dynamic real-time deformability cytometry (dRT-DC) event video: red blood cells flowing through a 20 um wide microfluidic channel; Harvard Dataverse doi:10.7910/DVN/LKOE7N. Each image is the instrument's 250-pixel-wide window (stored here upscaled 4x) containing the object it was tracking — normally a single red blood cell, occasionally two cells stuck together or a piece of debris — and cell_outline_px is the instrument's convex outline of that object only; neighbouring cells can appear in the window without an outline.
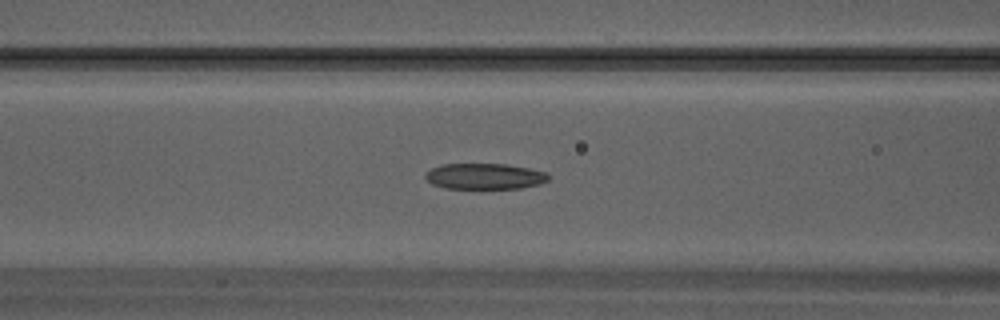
{"species": "Egyptian fruit bat (a non-hibernating species)", "species_latin": "Rousettus aegyptiacus", "temperature_condition": "warm", "stored_images_in_passage": 29, "camera_frame_rate_fps": 3000, "um_per_image_px": 0.085, "animal": {"sex": "male"}, "frame": {"image": 1, "passage_image": 10, "time_ms": 3.0, "image_size_px": [1000, 320], "cell_outline_px": [[552, 176], [548, 180], [540, 184], [520, 188], [444, 188], [432, 184], [424, 176], [432, 168], [440, 164], [504, 164], [528, 168], [544, 172]], "centroid_in_image_um": [41.21, 14.98], "position_along_channel_um": 125.4, "area_um2": 18.44}}
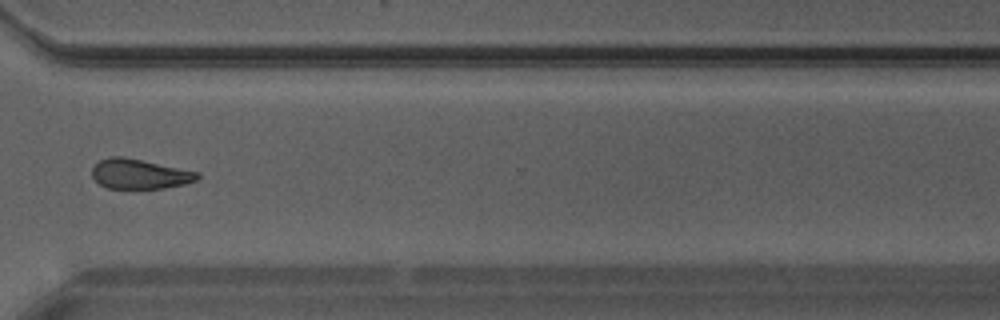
{"frame": {"image": 2, "passage_image": 21, "time_ms": 6.667, "image_size_px": [1000, 320], "cell_outline_px": [[200, 176], [196, 180], [184, 184], [164, 188], [108, 188], [100, 184], [92, 176], [92, 168], [100, 160], [108, 156], [124, 156], [200, 172]], "centroid_in_image_um": [11.87, 14.77], "position_along_channel_um": 358.7, "area_um2": 18.32}}
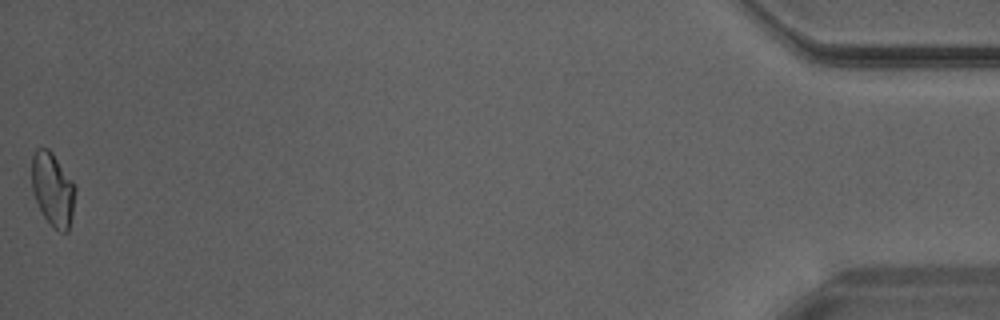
{"frame": {"image": 3, "passage_image": 29, "time_ms": 9.333, "image_size_px": [1000, 320], "cell_outline_px": [[76, 188], [72, 216], [68, 232], [60, 232], [44, 216], [32, 192], [32, 156], [36, 148], [48, 148], [52, 152], [72, 180]], "centroid_in_image_um": [4.49, 16.07], "position_along_channel_um": 430.7, "area_um2": 18.44}}